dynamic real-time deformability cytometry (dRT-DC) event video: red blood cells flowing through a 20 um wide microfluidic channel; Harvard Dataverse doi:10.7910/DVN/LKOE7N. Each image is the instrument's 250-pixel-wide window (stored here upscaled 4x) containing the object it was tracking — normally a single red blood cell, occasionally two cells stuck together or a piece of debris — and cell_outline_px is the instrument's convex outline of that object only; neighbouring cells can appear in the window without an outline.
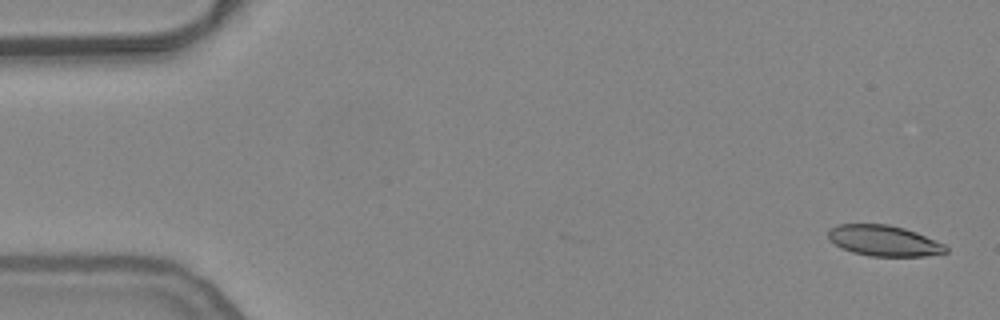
{"species": "common noctule bat (a hibernating species)", "species_latin": "Nyctalus noctula", "temperature_condition": "warm", "stored_images_in_passage": 54, "camera_frame_rate_fps": 3000, "um_per_image_px": 0.085, "animal": {"sex": "female", "body_mass_g": 24.6, "forearm_length_mm": 56.2}, "frame": {"image": 1, "passage_image": 1, "time_ms": 0.0, "image_size_px": [1000, 320], "cell_outline_px": [[948, 252], [924, 256], [868, 256], [852, 252], [828, 240], [828, 232], [836, 224], [888, 224], [904, 228], [916, 232], [944, 244], [948, 248]], "centroid_in_image_um": [75.13, 20.46], "position_along_channel_um": 9.9, "area_um2": 20.98}}
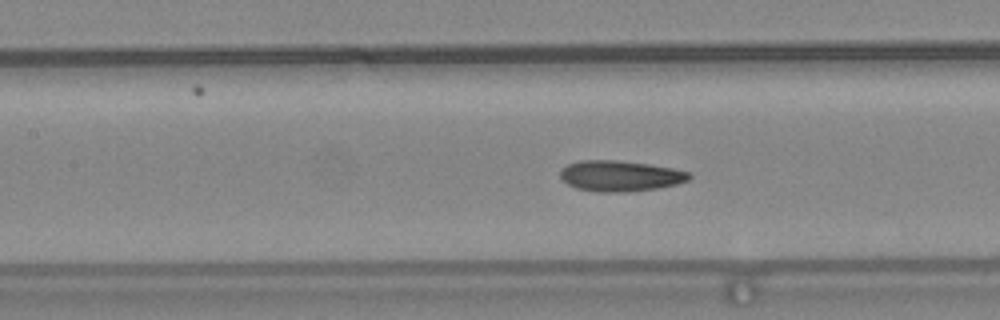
{"frame": {"image": 2, "passage_image": 23, "time_ms": 7.333, "image_size_px": [1000, 320], "cell_outline_px": [[692, 176], [688, 180], [676, 184], [656, 188], [628, 192], [596, 192], [576, 188], [568, 184], [560, 176], [560, 168], [568, 164], [580, 160], [616, 160], [648, 164], [672, 168], [692, 172]], "centroid_in_image_um": [52.71, 14.95], "position_along_channel_um": 154.7, "area_um2": 23.18}}
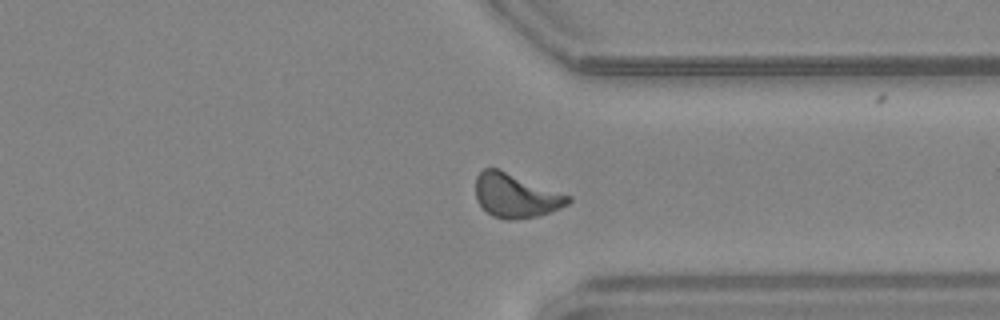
{"frame": {"image": 3, "passage_image": 40, "time_ms": 13.0, "image_size_px": [1000, 320], "cell_outline_px": [[572, 200], [568, 204], [560, 208], [536, 216], [508, 220], [504, 220], [492, 216], [476, 200], [476, 176], [484, 168], [500, 168], [572, 196]], "centroid_in_image_um": [43.85, 16.6], "position_along_channel_um": 367.6, "area_um2": 23.87}, "authors_computed_cell_mechanics": {"area_um2": 22.4264, "velocity_mm_per_s": 3.7781, "shape_relaxation_time_tau1_ms": 6.9316, "shape_relaxation_time_tau2_ms": 2.4464, "deformation_change_tau1": 0.1745, "deformation_change_tau2": 0.0962}}